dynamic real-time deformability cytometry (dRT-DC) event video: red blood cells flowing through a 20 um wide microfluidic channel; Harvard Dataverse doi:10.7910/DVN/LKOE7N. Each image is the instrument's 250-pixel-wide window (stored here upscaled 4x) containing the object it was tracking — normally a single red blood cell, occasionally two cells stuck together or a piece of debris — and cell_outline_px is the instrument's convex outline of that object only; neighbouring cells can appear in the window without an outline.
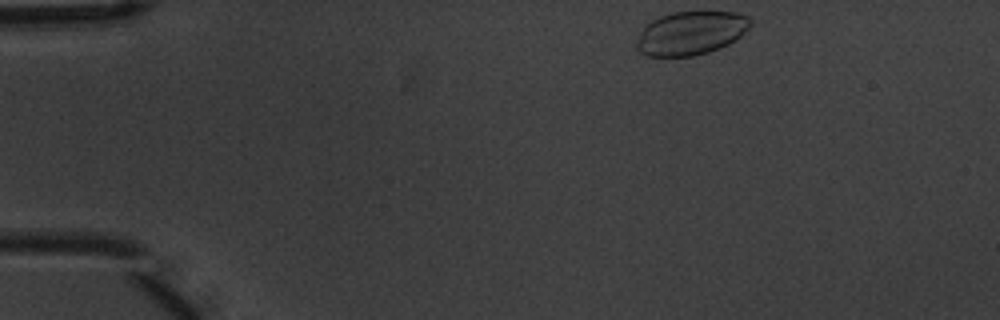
{"species": "common noctule bat (a hibernating species)", "species_latin": "Nyctalus noctula", "temperature_condition": "warm", "stored_images_in_passage": 7, "camera_frame_rate_fps": 3000, "um_per_image_px": 0.085, "animal": {"sex": "male", "body_mass_g": 20.1, "forearm_length_mm": 53.5}, "frame": {"image": 1, "passage_image": 1, "time_ms": 0.0, "image_size_px": [1000, 320], "cell_outline_px": [[752, 20], [748, 28], [740, 36], [728, 44], [720, 48], [708, 52], [692, 56], [648, 56], [640, 52], [636, 48], [636, 40], [640, 32], [652, 20], [660, 16], [672, 12], [736, 12], [748, 16]], "centroid_in_image_um": [58.71, 2.81], "position_along_channel_um": 26.3, "area_um2": 28.78}}
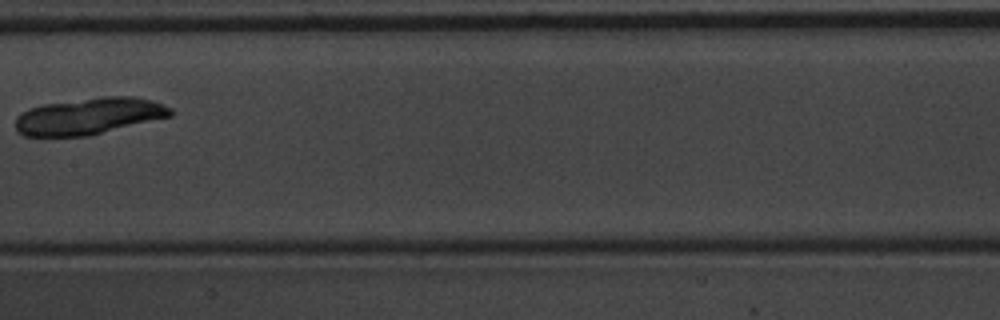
{"frame": {"image": 2, "passage_image": 6, "time_ms": 1.667, "image_size_px": [1000, 320], "cell_outline_px": [[172, 116], [88, 136], [24, 136], [16, 132], [16, 116], [20, 112], [28, 108], [44, 104], [104, 96], [132, 96], [152, 100], [172, 108]], "centroid_in_image_um": [7.54, 9.87], "position_along_channel_um": 199.9, "area_um2": 33.23}}
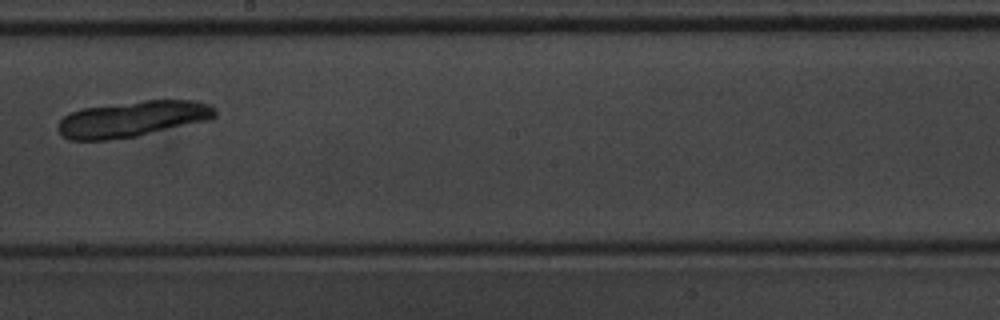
{"frame": {"image": 3, "passage_image": 7, "time_ms": 2.0, "image_size_px": [1000, 320], "cell_outline_px": [[216, 116], [212, 120], [136, 136], [108, 140], [68, 140], [56, 128], [56, 124], [64, 116], [80, 108], [144, 100], [196, 100], [208, 104], [216, 112]], "centroid_in_image_um": [11.26, 10.11], "position_along_channel_um": 236.9, "area_um2": 33.06}}